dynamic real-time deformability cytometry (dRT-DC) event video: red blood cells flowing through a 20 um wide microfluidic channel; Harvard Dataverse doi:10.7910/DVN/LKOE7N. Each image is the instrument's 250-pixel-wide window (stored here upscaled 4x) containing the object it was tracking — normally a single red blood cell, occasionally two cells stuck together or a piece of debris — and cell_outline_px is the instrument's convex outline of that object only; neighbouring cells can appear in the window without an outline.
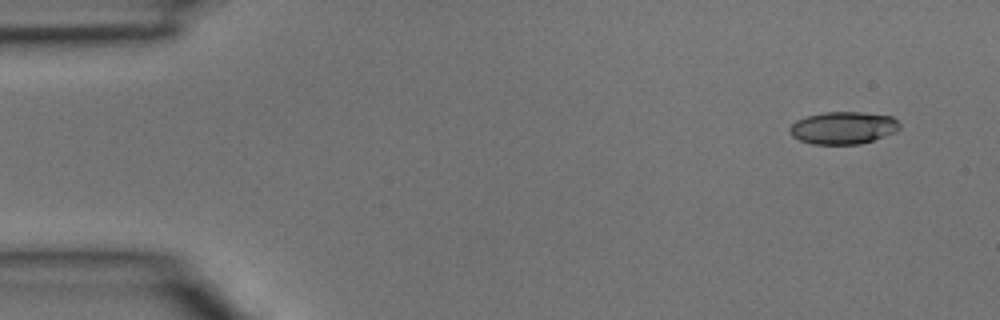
{"species": "common noctule bat (a hibernating species)", "species_latin": "Nyctalus noctula", "temperature_condition": "room temperature", "stored_images_in_passage": 4, "camera_frame_rate_fps": 3000, "um_per_image_px": 0.085, "animal": {"sex": "male", "body_mass_g": 15.6}, "frame": {"image": 1, "passage_image": 1, "time_ms": 0.0, "image_size_px": [1000, 320], "cell_outline_px": [[900, 128], [896, 132], [860, 144], [812, 144], [800, 140], [792, 136], [788, 132], [788, 128], [796, 120], [808, 116], [824, 112], [860, 112], [892, 116], [900, 124]], "centroid_in_image_um": [71.65, 10.87], "position_along_channel_um": 13.3, "area_um2": 20.75}}
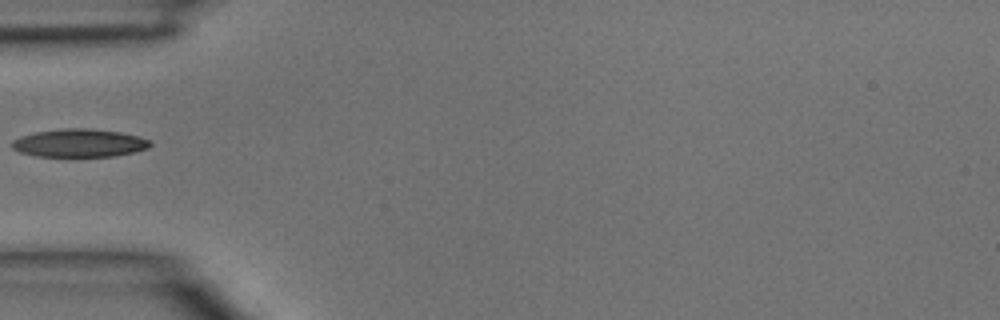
{"frame": {"image": 2, "passage_image": 4, "time_ms": 1.0, "image_size_px": [1000, 320], "cell_outline_px": [[152, 144], [148, 148], [136, 152], [112, 156], [36, 156], [20, 152], [12, 148], [12, 140], [20, 136], [36, 132], [60, 128], [92, 128], [120, 132], [136, 136], [148, 140]], "centroid_in_image_um": [6.72, 12.15], "position_along_channel_um": 78.3, "area_um2": 22.6}}